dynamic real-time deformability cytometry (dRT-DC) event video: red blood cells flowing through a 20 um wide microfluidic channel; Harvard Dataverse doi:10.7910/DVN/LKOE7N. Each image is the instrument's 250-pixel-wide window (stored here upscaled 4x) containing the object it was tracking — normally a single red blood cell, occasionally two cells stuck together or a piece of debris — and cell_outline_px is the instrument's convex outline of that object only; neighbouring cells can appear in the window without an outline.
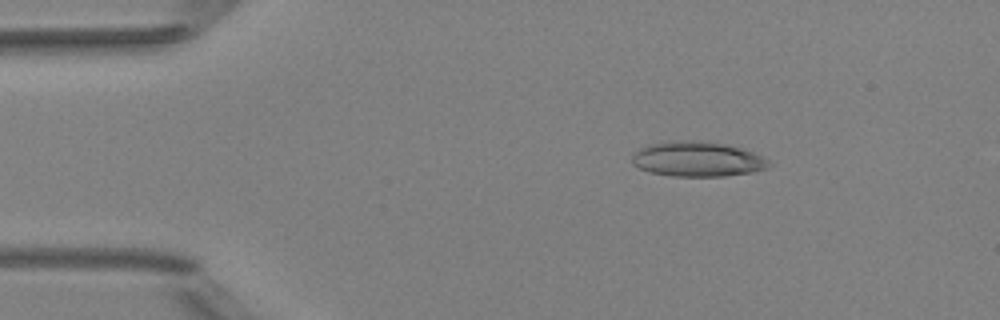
{"species": "Egyptian fruit bat (a non-hibernating species)", "species_latin": "Rousettus aegyptiacus", "temperature_condition": "room temperature", "stored_images_in_passage": 44, "camera_frame_rate_fps": 3000, "um_per_image_px": 0.085, "animal": {"sex": "female"}, "frame": {"image": 1, "passage_image": 1, "time_ms": 0.0, "image_size_px": [1000, 320], "cell_outline_px": [[772, 164], [768, 168], [756, 172], [724, 176], [672, 176], [652, 172], [640, 168], [632, 164], [632, 156], [640, 148], [648, 144], [668, 140], [700, 140], [724, 144], [744, 148], [764, 156]], "centroid_in_image_um": [59.33, 13.51], "position_along_channel_um": 25.7, "area_um2": 28.32}}
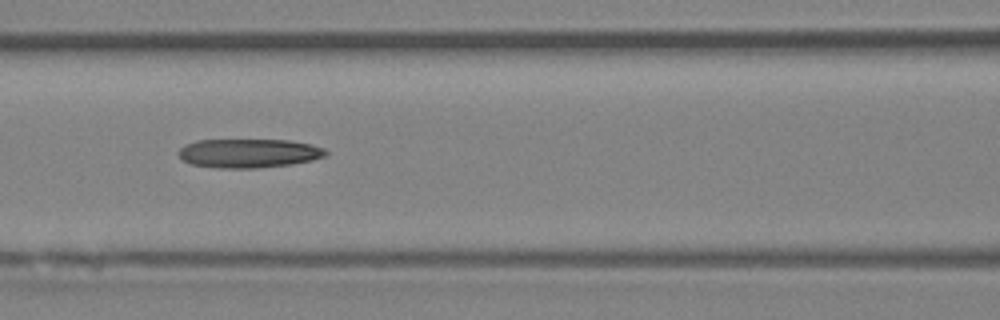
{"frame": {"image": 2, "passage_image": 15, "time_ms": 4.667, "image_size_px": [1000, 320], "cell_outline_px": [[328, 152], [324, 156], [312, 160], [292, 164], [256, 168], [220, 168], [192, 164], [184, 160], [176, 152], [184, 144], [196, 140], [288, 140], [312, 144], [324, 148]], "centroid_in_image_um": [21.14, 13.02], "position_along_channel_um": 145.5, "area_um2": 24.85}}
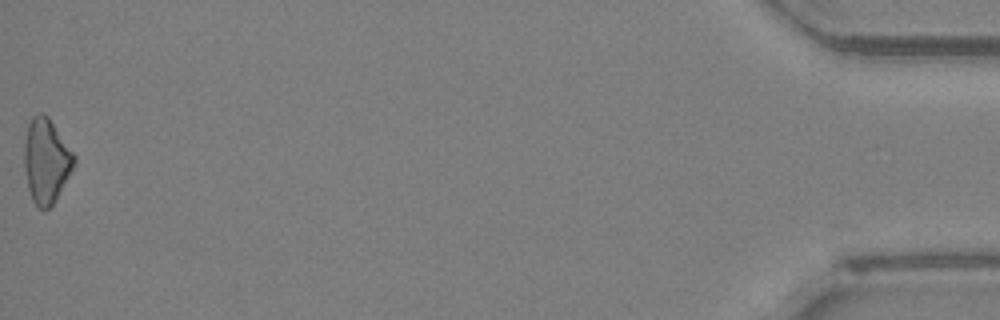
{"frame": {"image": 3, "passage_image": 44, "time_ms": 14.333, "image_size_px": [1000, 320], "cell_outline_px": [[76, 164], [56, 200], [44, 212], [32, 200], [28, 188], [24, 164], [24, 144], [28, 124], [32, 116], [40, 112], [44, 112], [48, 116], [76, 156]], "centroid_in_image_um": [3.94, 13.66], "position_along_channel_um": 431.3, "area_um2": 24.74}}